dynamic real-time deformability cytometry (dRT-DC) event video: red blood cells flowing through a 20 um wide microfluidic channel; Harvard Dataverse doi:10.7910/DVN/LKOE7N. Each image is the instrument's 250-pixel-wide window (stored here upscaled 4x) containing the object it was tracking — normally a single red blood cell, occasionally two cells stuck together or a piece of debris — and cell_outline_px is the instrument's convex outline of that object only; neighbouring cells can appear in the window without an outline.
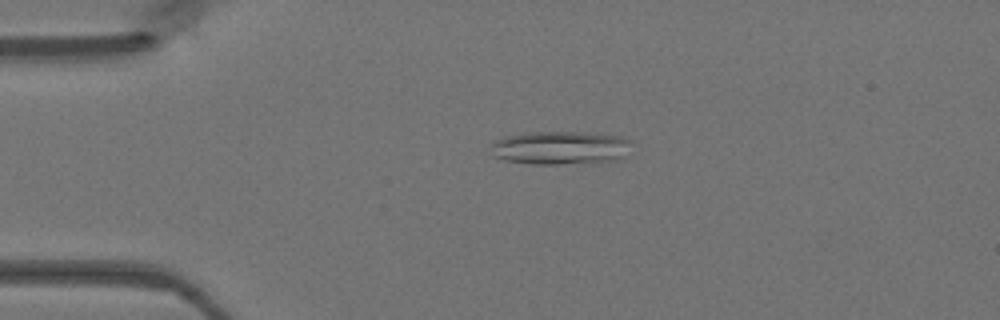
{"species": "Egyptian fruit bat (a non-hibernating species)", "species_latin": "Rousettus aegyptiacus", "temperature_condition": "warm", "stored_images_in_passage": 48, "camera_frame_rate_fps": 3000, "um_per_image_px": 0.085, "animal": {"sex": "female"}, "frame": {"image": 1, "passage_image": 11, "time_ms": 3.333, "image_size_px": [1000, 320], "cell_outline_px": [[632, 140], [620, 160], [556, 164], [532, 164], [504, 160], [492, 156], [488, 148], [496, 140], [504, 136], [528, 132], [580, 132], [620, 136]], "centroid_in_image_um": [47.54, 12.56], "position_along_channel_um": 37.5, "area_um2": 27.4}}
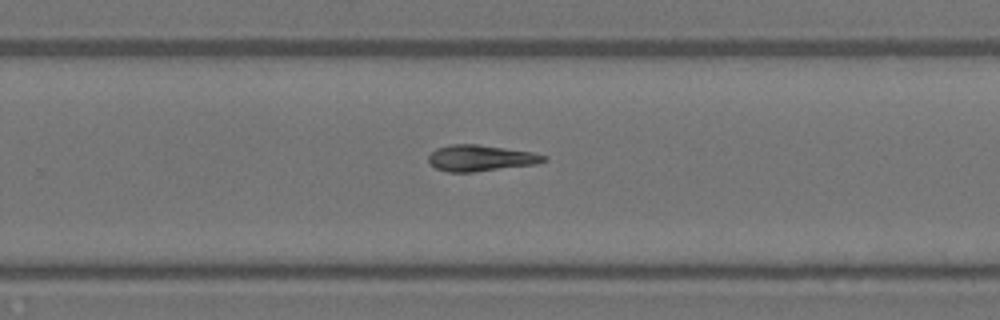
{"frame": {"image": 2, "passage_image": 31, "time_ms": 10.0, "image_size_px": [1000, 320], "cell_outline_px": [[548, 160], [536, 164], [476, 172], [448, 172], [436, 168], [428, 160], [428, 156], [436, 148], [448, 144], [476, 144], [532, 152], [548, 156]], "centroid_in_image_um": [40.86, 13.44], "position_along_channel_um": 288.9, "area_um2": 17.63}}
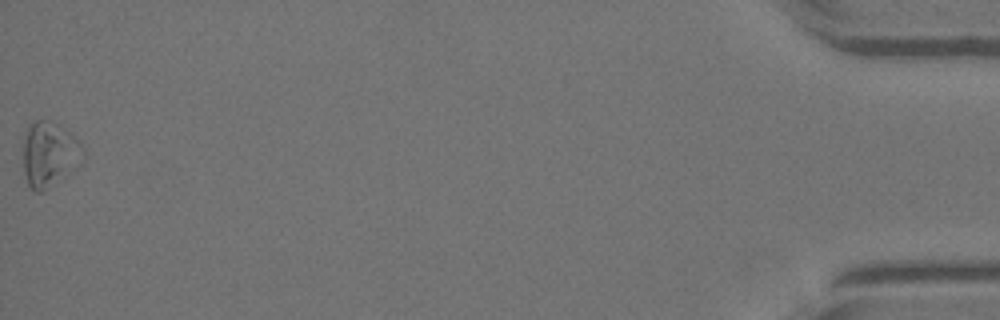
{"frame": {"image": 3, "passage_image": 48, "time_ms": 15.667, "image_size_px": [1000, 320], "cell_outline_px": [[80, 144], [48, 188], [44, 192], [36, 192], [28, 184], [24, 172], [24, 140], [28, 128], [36, 120], [48, 120], [72, 132], [80, 140]], "centroid_in_image_um": [3.98, 12.99], "position_along_channel_um": 431.2, "area_um2": 19.83}}